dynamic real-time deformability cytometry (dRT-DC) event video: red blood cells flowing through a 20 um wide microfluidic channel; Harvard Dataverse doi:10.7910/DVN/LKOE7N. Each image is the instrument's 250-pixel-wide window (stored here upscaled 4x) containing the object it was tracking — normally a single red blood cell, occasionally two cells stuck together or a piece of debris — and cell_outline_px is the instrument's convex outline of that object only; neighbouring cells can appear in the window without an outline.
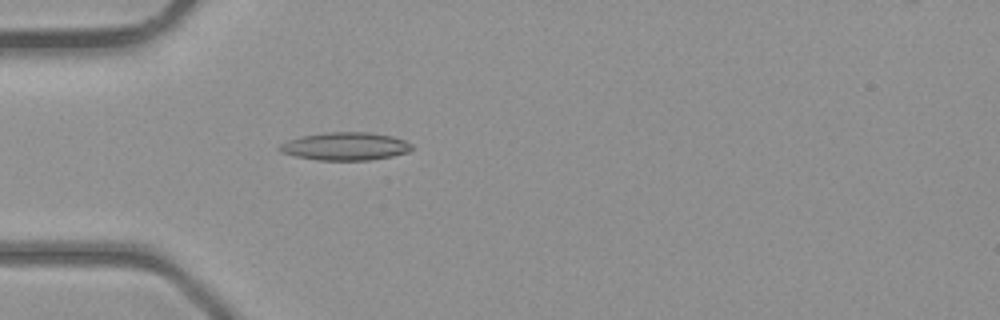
{"species": "common noctule bat (a hibernating species)", "species_latin": "Nyctalus noctula", "temperature_condition": "room temperature", "stored_images_in_passage": 34, "camera_frame_rate_fps": 3000, "um_per_image_px": 0.085, "animal": {"sex": "male", "body_mass_g": 23.1, "forearm_length_mm": 52.7}, "frame": {"image": 1, "passage_image": 5, "time_ms": 1.333, "image_size_px": [1000, 320], "cell_outline_px": [[412, 148], [408, 152], [392, 156], [368, 160], [316, 160], [296, 156], [280, 152], [276, 148], [280, 144], [288, 140], [300, 136], [324, 132], [368, 132], [392, 136], [404, 140], [412, 144]], "centroid_in_image_um": [29.31, 12.43], "position_along_channel_um": 55.7, "area_um2": 21.62}}
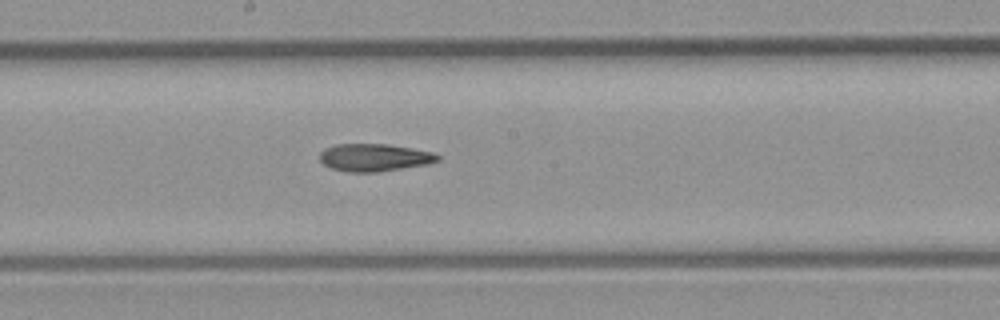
{"frame": {"image": 2, "passage_image": 15, "time_ms": 4.667, "image_size_px": [1000, 320], "cell_outline_px": [[440, 160], [428, 164], [380, 172], [348, 172], [332, 168], [324, 164], [320, 160], [320, 152], [324, 148], [336, 144], [388, 144], [412, 148], [432, 152], [440, 156]], "centroid_in_image_um": [31.83, 13.39], "position_along_channel_um": 216.4, "area_um2": 19.02}}
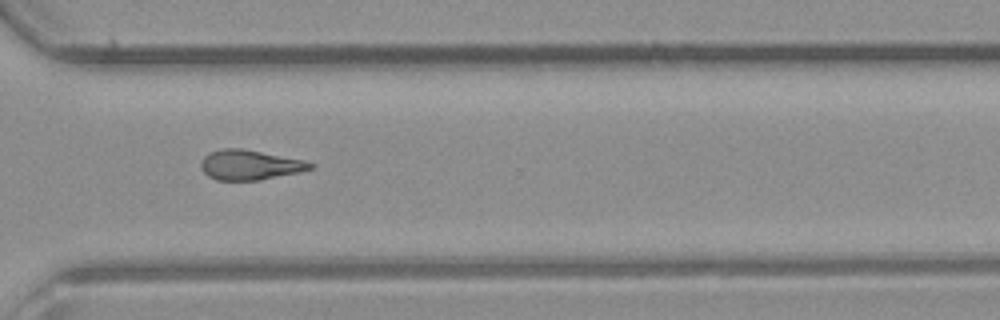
{"frame": {"image": 3, "passage_image": 23, "time_ms": 7.333, "image_size_px": [1000, 320], "cell_outline_px": [[316, 164], [312, 168], [300, 172], [260, 180], [216, 180], [208, 176], [200, 168], [200, 164], [204, 156], [208, 152], [224, 148], [240, 148], [304, 160]], "centroid_in_image_um": [21.22, 14.02], "position_along_channel_um": 349.4, "area_um2": 19.07}}